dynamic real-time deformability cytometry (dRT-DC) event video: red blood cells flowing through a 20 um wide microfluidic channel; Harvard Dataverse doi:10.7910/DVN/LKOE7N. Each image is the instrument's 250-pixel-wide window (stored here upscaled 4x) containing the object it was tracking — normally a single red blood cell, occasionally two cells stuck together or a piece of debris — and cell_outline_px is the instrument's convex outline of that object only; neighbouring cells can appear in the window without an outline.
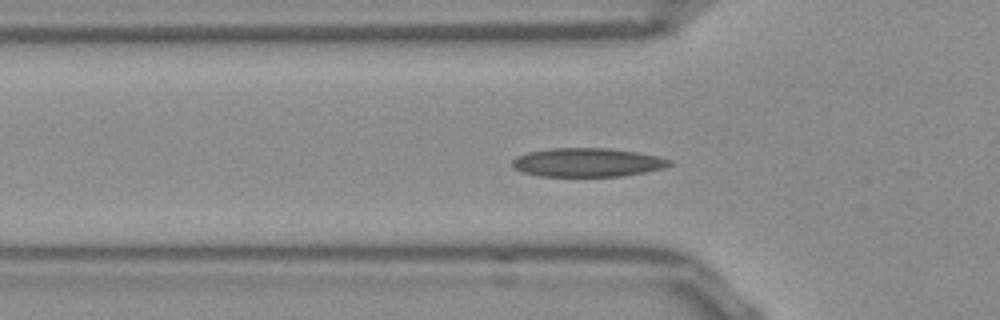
{"species": "Egyptian fruit bat (a non-hibernating species)", "species_latin": "Rousettus aegyptiacus", "temperature_condition": "room temperature", "stored_images_in_passage": 35, "camera_frame_rate_fps": 3000, "um_per_image_px": 0.085, "frame": {"image": 1, "passage_image": 11, "time_ms": 3.333, "image_size_px": [1000, 320], "cell_outline_px": [[672, 164], [664, 168], [624, 176], [540, 176], [524, 172], [516, 168], [512, 164], [512, 160], [516, 156], [528, 152], [552, 148], [608, 148], [636, 152], [656, 156], [672, 160]], "centroid_in_image_um": [49.94, 13.8], "position_along_channel_um": 75.9, "area_um2": 26.18}}
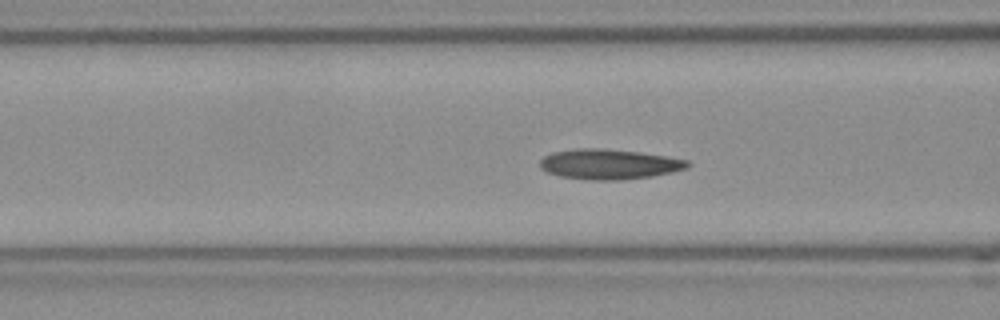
{"frame": {"image": 2, "passage_image": 14, "time_ms": 4.333, "image_size_px": [1000, 320], "cell_outline_px": [[692, 164], [688, 168], [672, 172], [652, 176], [620, 180], [592, 180], [560, 176], [548, 172], [540, 168], [540, 160], [544, 156], [552, 152], [576, 148], [596, 148], [640, 152], [688, 160]], "centroid_in_image_um": [51.78, 13.95], "position_along_channel_um": 114.8, "area_um2": 25.89}}
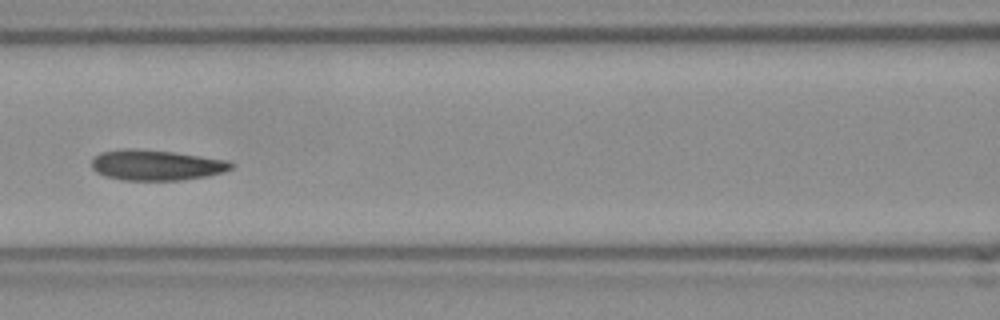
{"frame": {"image": 3, "passage_image": 17, "time_ms": 5.333, "image_size_px": [1000, 320], "cell_outline_px": [[236, 164], [232, 168], [224, 172], [208, 176], [180, 180], [120, 180], [104, 176], [96, 172], [92, 168], [92, 160], [100, 152], [124, 148], [136, 148], [172, 152], [228, 160]], "centroid_in_image_um": [13.28, 14.03], "position_along_channel_um": 153.3, "area_um2": 24.97}, "authors_computed_cell_mechanics": {"area_um2": 24.9696, "velocity_mm_per_s": 3.8164, "shape_relaxation_time_tau1_ms": null, "shape_relaxation_time_tau2_ms": 5.3638, "deformation_change_tau1": null, "deformation_change_tau2": 0.1149}}